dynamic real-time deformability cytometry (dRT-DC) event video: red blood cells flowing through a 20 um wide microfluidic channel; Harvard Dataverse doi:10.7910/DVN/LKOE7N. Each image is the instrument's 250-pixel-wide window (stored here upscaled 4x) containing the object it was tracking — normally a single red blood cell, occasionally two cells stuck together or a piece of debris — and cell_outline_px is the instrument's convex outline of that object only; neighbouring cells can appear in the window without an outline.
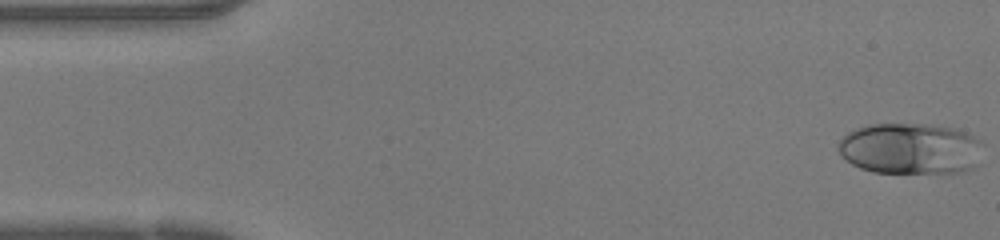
{"species": "human", "species_latin": "Homo sapiens", "temperature_condition": "warm", "stored_images_in_passage": 47, "camera_frame_rate_fps": 3000, "um_per_image_px": 0.085, "donor": {"sex": "female"}, "frame": {"image": 1, "passage_image": 1, "time_ms": 0.0, "image_size_px": [1000, 240], "cell_outline_px": [[984, 144], [980, 164], [976, 168], [964, 172], [872, 172], [860, 168], [852, 164], [840, 156], [836, 148], [836, 144], [848, 132], [856, 128], [868, 124], [924, 124], [956, 128], [980, 140]], "centroid_in_image_um": [77.41, 12.64], "position_along_channel_um": 7.6, "area_um2": 43.87}}
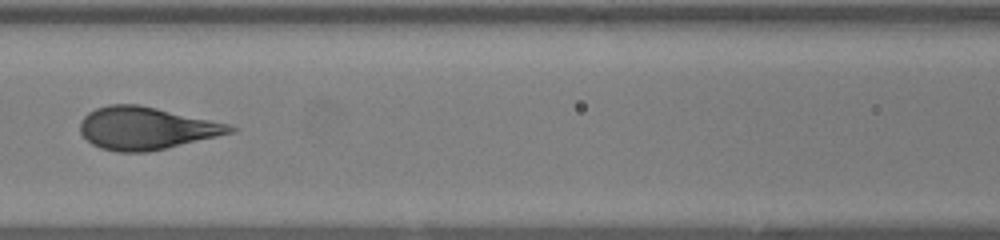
{"frame": {"image": 2, "passage_image": 20, "time_ms": 6.333, "image_size_px": [1000, 240], "cell_outline_px": [[236, 128], [232, 132], [216, 136], [148, 152], [120, 152], [100, 148], [92, 144], [80, 132], [80, 124], [84, 116], [88, 112], [96, 108], [108, 104], [140, 104], [228, 124]], "centroid_in_image_um": [12.36, 10.89], "position_along_channel_um": 154.2, "area_um2": 36.7}}
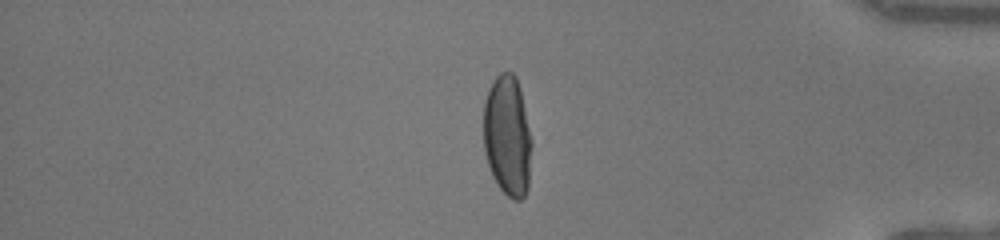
{"frame": {"image": 3, "passage_image": 39, "time_ms": 12.667, "image_size_px": [1000, 240], "cell_outline_px": [[532, 144], [528, 188], [524, 196], [520, 200], [512, 200], [496, 184], [492, 176], [484, 152], [484, 104], [488, 88], [496, 76], [500, 72], [512, 72], [516, 76], [520, 88], [532, 140]], "centroid_in_image_um": [43.14, 11.56], "position_along_channel_um": 392.1, "area_um2": 34.22}, "authors_computed_cell_mechanics": {"area_um2": 36.8186, "velocity_mm_per_s": 4.2548, "shape_relaxation_time_tau1_ms": 5.3119, "shape_relaxation_time_tau2_ms": null, "deformation_change_tau1": 0.2398, "deformation_change_tau2": null}}